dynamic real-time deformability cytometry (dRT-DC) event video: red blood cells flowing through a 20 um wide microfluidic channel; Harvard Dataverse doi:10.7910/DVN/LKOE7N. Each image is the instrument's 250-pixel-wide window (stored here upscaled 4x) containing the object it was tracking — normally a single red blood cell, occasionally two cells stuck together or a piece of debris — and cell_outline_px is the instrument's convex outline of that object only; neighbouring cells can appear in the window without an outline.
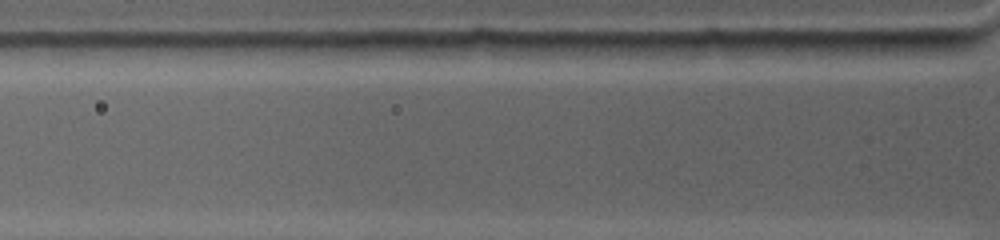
{"species": "common noctule bat (a hibernating species)", "species_latin": "Nyctalus noctula", "temperature_condition": "warm", "stored_images_in_passage": 3, "camera_frame_rate_fps": 4500, "um_per_image_px": 0.085, "animal": {"sex": "female", "body_mass_g": 19.0, "forearm_length_mm": 53.3}, "frame": {"image": 1, "passage_image": 3, "time_ms": 0.667, "image_size_px": [1000, 240], "cell_outline_px": [[964, 48], [920, 56], [916, 56], [868, 52], [848, 40], [964, 40]], "centroid_in_image_um": [77.29, 3.95], "position_along_channel_um": 48.5, "area_um2": 10.0}}